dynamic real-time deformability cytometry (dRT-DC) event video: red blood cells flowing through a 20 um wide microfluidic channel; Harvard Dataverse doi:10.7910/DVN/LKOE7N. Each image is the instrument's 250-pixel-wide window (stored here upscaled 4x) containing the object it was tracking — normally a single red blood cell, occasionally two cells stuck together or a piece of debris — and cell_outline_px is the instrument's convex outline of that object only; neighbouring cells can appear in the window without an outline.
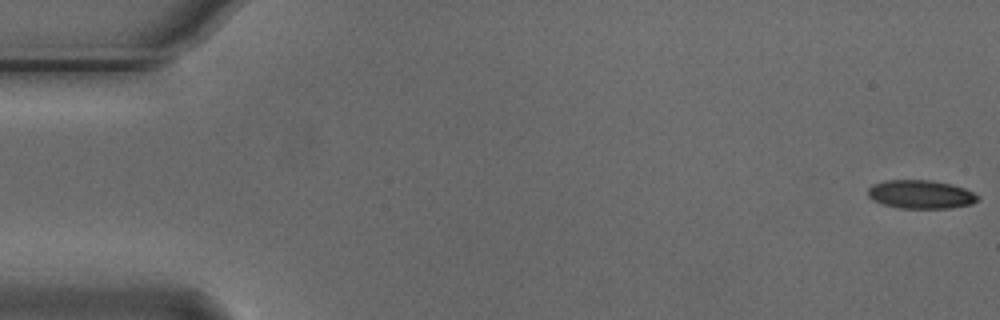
{"species": "Egyptian fruit bat (a non-hibernating species)", "species_latin": "Rousettus aegyptiacus", "temperature_condition": "cold", "stored_images_in_passage": 55, "camera_frame_rate_fps": 3000, "um_per_image_px": 0.085, "animal": {"sex": "male"}, "frame": {"image": 1, "passage_image": 1, "time_ms": 0.0, "image_size_px": [1000, 320], "cell_outline_px": [[980, 200], [972, 204], [952, 208], [900, 208], [880, 204], [872, 200], [868, 196], [868, 188], [872, 184], [884, 180], [932, 180], [952, 184], [964, 188], [980, 196]], "centroid_in_image_um": [78.26, 16.52], "position_along_channel_um": 6.7, "area_um2": 18.55}}
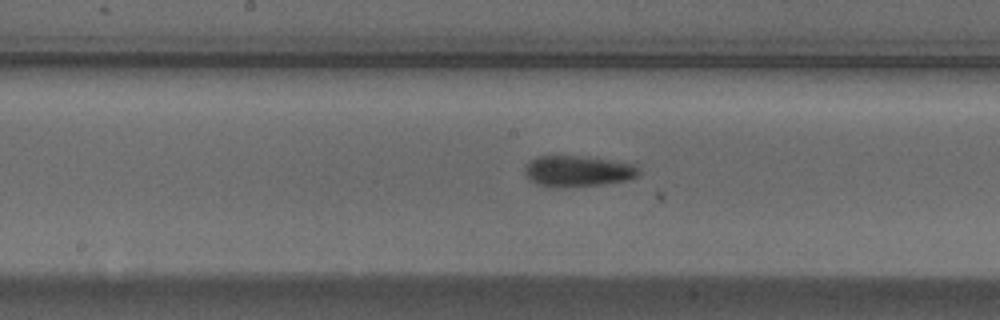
{"frame": {"image": 2, "passage_image": 28, "time_ms": 9.0, "image_size_px": [1000, 320], "cell_outline_px": [[640, 176], [628, 180], [604, 184], [556, 188], [536, 184], [528, 180], [524, 172], [524, 168], [536, 156], [576, 156], [632, 164], [640, 168]], "centroid_in_image_um": [49.09, 14.57], "position_along_channel_um": 199.1, "area_um2": 20.52}}
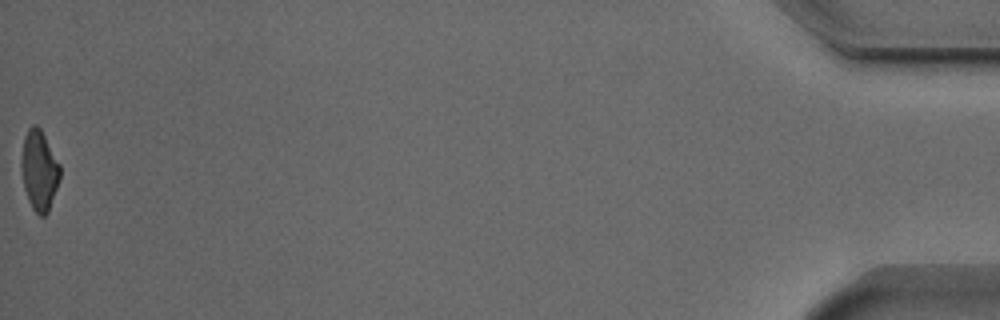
{"frame": {"image": 3, "passage_image": 55, "time_ms": 18.0, "image_size_px": [1000, 320], "cell_outline_px": [[60, 180], [48, 212], [44, 216], [40, 216], [32, 208], [28, 200], [24, 188], [20, 168], [20, 160], [24, 136], [28, 128], [32, 124], [36, 124], [40, 128], [60, 164]], "centroid_in_image_um": [3.32, 14.47], "position_along_channel_um": 431.9, "area_um2": 18.26}, "authors_computed_cell_mechanics": {"area_um2": 19.2474, "velocity_mm_per_s": 3.7571, "shape_relaxation_time_tau1_ms": 4.576, "shape_relaxation_time_tau2_ms": 4.1399, "deformation_change_tau1": 0.1243, "deformation_change_tau2": 0.1226}}